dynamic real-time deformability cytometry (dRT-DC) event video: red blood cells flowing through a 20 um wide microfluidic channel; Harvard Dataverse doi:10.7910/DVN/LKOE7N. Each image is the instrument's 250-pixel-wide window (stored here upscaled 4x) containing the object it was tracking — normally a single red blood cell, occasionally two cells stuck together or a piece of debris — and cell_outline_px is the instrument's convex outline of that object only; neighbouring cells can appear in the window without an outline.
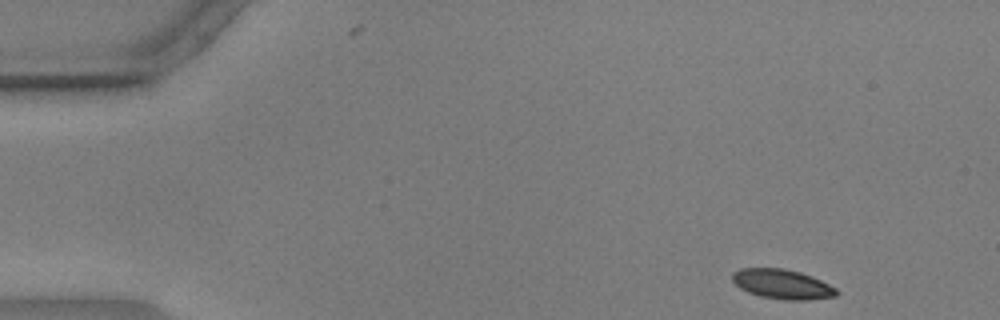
{"species": "common noctule bat (a hibernating species)", "species_latin": "Nyctalus noctula", "temperature_condition": "warm", "stored_images_in_passage": 48, "camera_frame_rate_fps": 3000, "um_per_image_px": 0.085, "animal": {"sex": "male", "body_mass_g": 17.9, "forearm_length_mm": 54.2}, "frame": {"image": 1, "passage_image": 1, "time_ms": 0.0, "image_size_px": [1000, 320], "cell_outline_px": [[840, 292], [836, 296], [808, 300], [784, 300], [760, 296], [748, 292], [740, 288], [732, 280], [732, 272], [740, 268], [784, 268], [800, 272], [812, 276], [836, 288]], "centroid_in_image_um": [66.49, 24.15], "position_along_channel_um": 18.5, "area_um2": 18.09}}
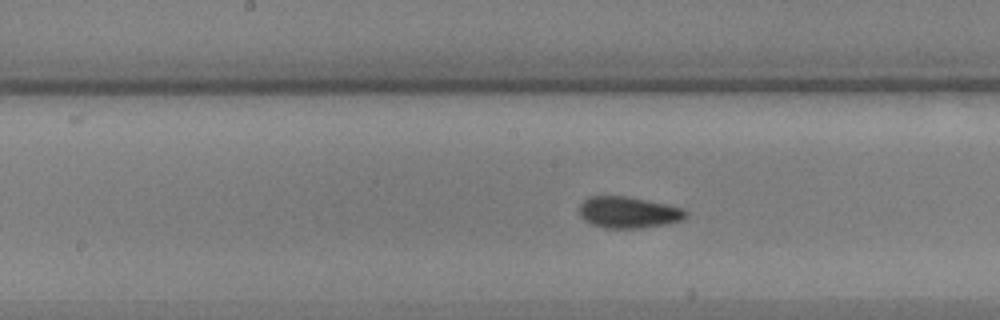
{"frame": {"image": 2, "passage_image": 24, "time_ms": 7.667, "image_size_px": [1000, 320], "cell_outline_px": [[688, 212], [680, 220], [664, 224], [644, 228], [604, 228], [592, 224], [584, 220], [580, 216], [580, 204], [588, 196], [624, 196], [684, 208]], "centroid_in_image_um": [53.37, 18.05], "position_along_channel_um": 194.8, "area_um2": 19.25}}
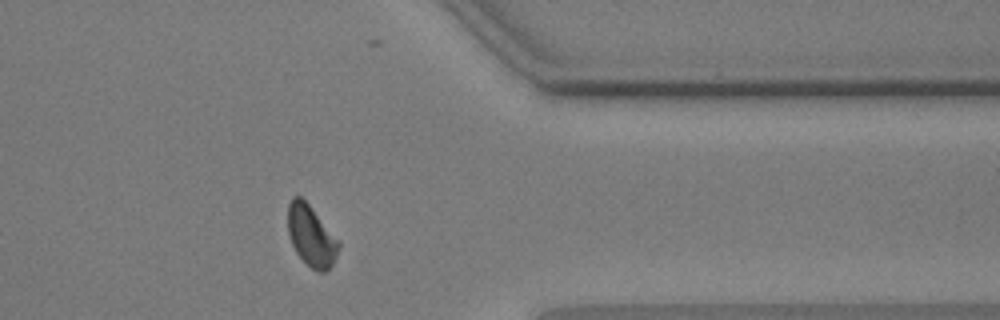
{"frame": {"image": 3, "passage_image": 41, "time_ms": 13.333, "image_size_px": [1000, 320], "cell_outline_px": [[340, 244], [336, 256], [332, 264], [324, 272], [316, 272], [296, 252], [292, 244], [288, 232], [288, 204], [292, 196], [300, 196], [308, 204], [340, 240]], "centroid_in_image_um": [26.46, 20.03], "position_along_channel_um": 384.9, "area_um2": 17.86}, "authors_computed_cell_mechanics": {"area_um2": 18.496, "velocity_mm_per_s": 3.5744, "shape_relaxation_time_tau1_ms": 6.5869, "shape_relaxation_time_tau2_ms": 1.4354, "deformation_change_tau1": 0.1294, "deformation_change_tau2": 0.052}}